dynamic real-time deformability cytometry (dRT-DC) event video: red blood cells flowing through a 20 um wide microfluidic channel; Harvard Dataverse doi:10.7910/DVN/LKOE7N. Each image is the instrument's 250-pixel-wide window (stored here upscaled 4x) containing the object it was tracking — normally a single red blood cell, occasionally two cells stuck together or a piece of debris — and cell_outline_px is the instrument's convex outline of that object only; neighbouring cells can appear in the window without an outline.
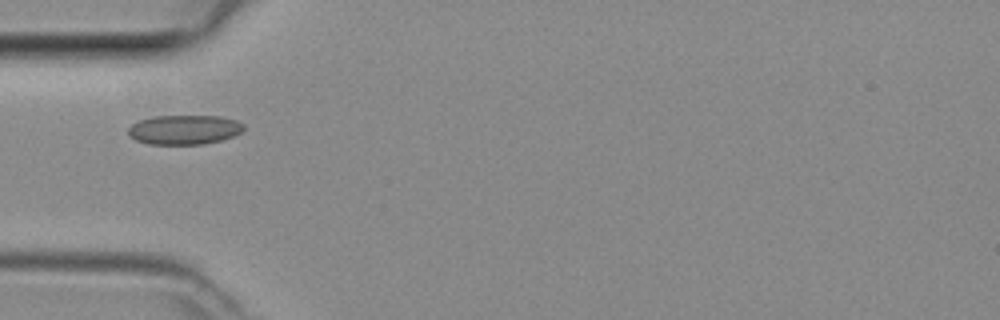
{"species": "common noctule bat (a hibernating species)", "species_latin": "Nyctalus noctula", "temperature_condition": "room temperature", "stored_images_in_passage": 3, "camera_frame_rate_fps": 3000, "um_per_image_px": 0.085, "animal": {"sex": "female", "body_mass_g": 29.2, "forearm_length_mm": 56.3}, "frame": {"image": 1, "passage_image": 1, "time_ms": 0.0, "image_size_px": [1000, 320], "cell_outline_px": [[244, 128], [240, 132], [232, 136], [220, 140], [204, 144], [148, 144], [136, 140], [128, 136], [128, 128], [132, 124], [140, 120], [156, 116], [220, 116], [236, 120], [244, 124]], "centroid_in_image_um": [15.64, 11.02], "position_along_channel_um": 69.4, "area_um2": 19.77}}
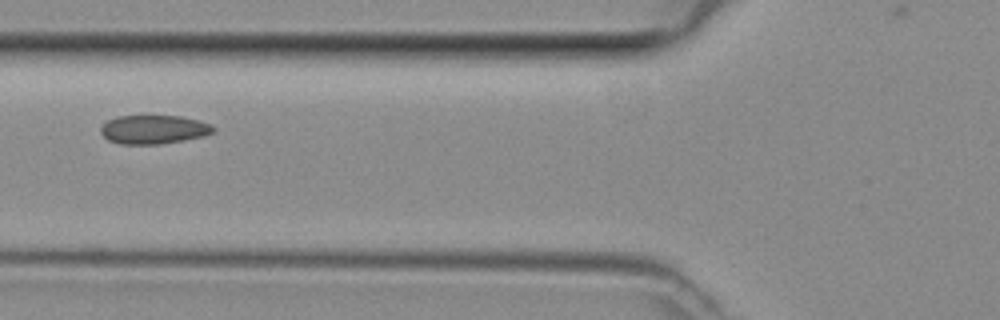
{"frame": {"image": 2, "passage_image": 2, "time_ms": 0.333, "image_size_px": [1000, 320], "cell_outline_px": [[216, 132], [204, 136], [184, 140], [160, 144], [120, 144], [108, 140], [100, 132], [100, 128], [108, 120], [116, 116], [180, 116], [200, 120], [212, 124], [216, 128]], "centroid_in_image_um": [13.11, 11.0], "position_along_channel_um": 112.7, "area_um2": 19.07}}
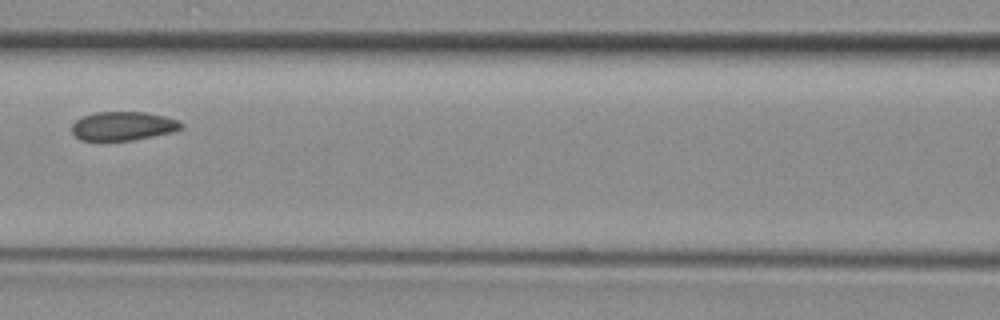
{"frame": {"image": 3, "passage_image": 3, "time_ms": 0.667, "image_size_px": [1000, 320], "cell_outline_px": [[184, 128], [172, 132], [132, 140], [80, 140], [72, 132], [72, 124], [76, 120], [84, 116], [96, 112], [144, 112], [164, 116], [176, 120], [184, 124]], "centroid_in_image_um": [10.47, 10.71], "position_along_channel_um": 156.1, "area_um2": 18.21}}